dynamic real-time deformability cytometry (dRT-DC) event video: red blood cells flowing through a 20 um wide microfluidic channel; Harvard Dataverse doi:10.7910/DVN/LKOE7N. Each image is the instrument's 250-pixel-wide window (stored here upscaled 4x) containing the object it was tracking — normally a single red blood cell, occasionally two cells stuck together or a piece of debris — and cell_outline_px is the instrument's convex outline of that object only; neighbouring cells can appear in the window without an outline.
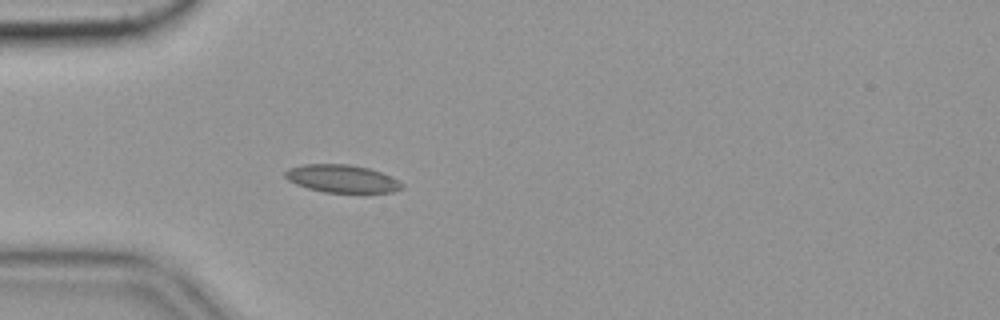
{"species": "common noctule bat (a hibernating species)", "species_latin": "Nyctalus noctula", "temperature_condition": "cold", "stored_images_in_passage": 57, "camera_frame_rate_fps": 3000, "um_per_image_px": 0.085, "animal": {"sex": "female", "body_mass_g": 19.9}, "frame": {"image": 1, "passage_image": 17, "time_ms": 5.333, "image_size_px": [1000, 320], "cell_outline_px": [[404, 188], [392, 192], [324, 192], [308, 188], [296, 184], [288, 180], [284, 176], [284, 172], [288, 168], [304, 164], [348, 164], [368, 168], [380, 172], [404, 184]], "centroid_in_image_um": [29.03, 15.18], "position_along_channel_um": 56.0, "area_um2": 18.73}, "authors_computed_cell_mechanics": {"area_um2": 18.5538, "velocity_mm_per_s": 3.5003, "shape_relaxation_time_tau1_ms": 7.3034, "shape_relaxation_time_tau2_ms": 3.1758, "deformation_change_tau1": 0.1356, "deformation_change_tau2": 0.0721}}